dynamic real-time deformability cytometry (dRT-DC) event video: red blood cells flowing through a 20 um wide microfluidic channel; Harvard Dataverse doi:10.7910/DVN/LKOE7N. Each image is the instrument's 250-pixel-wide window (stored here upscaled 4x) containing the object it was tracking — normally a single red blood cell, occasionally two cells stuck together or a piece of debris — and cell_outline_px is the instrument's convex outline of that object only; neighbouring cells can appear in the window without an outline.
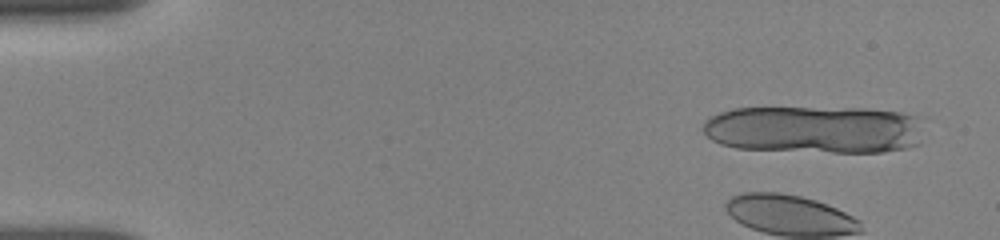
{"species": "human", "species_latin": "Homo sapiens", "temperature_condition": "room temperature", "stored_images_in_passage": 10, "camera_frame_rate_fps": 3000, "um_per_image_px": 0.085, "donor": {"sex": "female"}, "frame": {"image": 1, "passage_image": 2, "time_ms": 0.667, "image_size_px": [1000, 240], "cell_outline_px": [[920, 144], [908, 148], [884, 152], [832, 152], [736, 148], [720, 144], [712, 140], [704, 132], [704, 120], [720, 112], [732, 108], [864, 108], [900, 112], [916, 116]], "centroid_in_image_um": [69.19, 11.01], "position_along_channel_um": 15.8, "area_um2": 61.27}}